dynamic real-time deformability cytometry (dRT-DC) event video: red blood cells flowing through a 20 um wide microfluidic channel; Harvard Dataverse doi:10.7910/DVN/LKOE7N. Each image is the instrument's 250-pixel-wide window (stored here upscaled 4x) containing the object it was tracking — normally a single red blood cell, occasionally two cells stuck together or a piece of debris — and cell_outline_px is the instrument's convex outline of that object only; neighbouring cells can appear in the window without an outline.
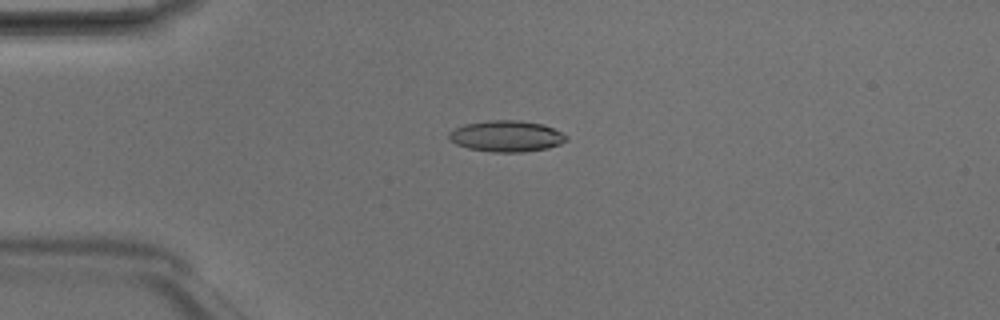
{"species": "Egyptian fruit bat (a non-hibernating species)", "species_latin": "Rousettus aegyptiacus", "temperature_condition": "room temperature", "stored_images_in_passage": 41, "camera_frame_rate_fps": 3000, "um_per_image_px": 0.085, "animal": {"sex": "male"}, "frame": {"image": 1, "passage_image": 5, "time_ms": 1.333, "image_size_px": [1000, 320], "cell_outline_px": [[568, 140], [560, 144], [548, 148], [524, 152], [492, 152], [468, 148], [456, 144], [448, 136], [448, 132], [464, 124], [488, 120], [520, 120], [540, 124], [552, 128], [568, 136]], "centroid_in_image_um": [43.05, 11.57], "position_along_channel_um": 41.9, "area_um2": 21.27}}
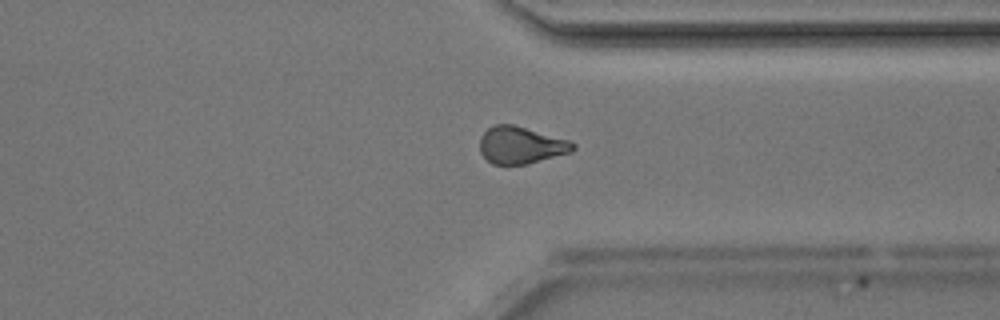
{"frame": {"image": 2, "passage_image": 30, "time_ms": 9.667, "image_size_px": [1000, 320], "cell_outline_px": [[576, 148], [572, 152], [528, 164], [492, 164], [480, 152], [480, 136], [488, 128], [496, 124], [512, 124], [568, 140], [576, 144]], "centroid_in_image_um": [44.28, 12.34], "position_along_channel_um": 367.1, "area_um2": 20.06}}
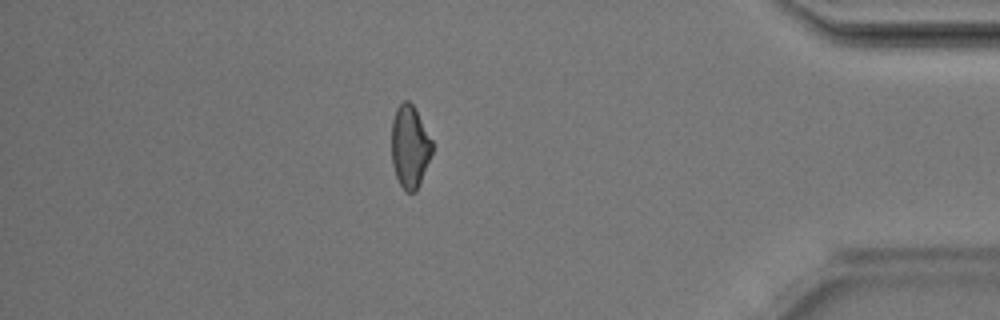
{"frame": {"image": 3, "passage_image": 35, "time_ms": 11.333, "image_size_px": [1000, 320], "cell_outline_px": [[432, 152], [416, 192], [408, 192], [400, 184], [396, 176], [392, 164], [392, 120], [396, 108], [404, 100], [408, 100], [412, 104], [432, 140]], "centroid_in_image_um": [34.82, 12.46], "position_along_channel_um": 400.4, "area_um2": 19.19}, "authors_computed_cell_mechanics": {"area_um2": 20.3456, "velocity_mm_per_s": 4.2084, "shape_relaxation_time_tau1_ms": 4.7766, "shape_relaxation_time_tau2_ms": 3.4405, "deformation_change_tau1": 0.1276, "deformation_change_tau2": 0.1037}}